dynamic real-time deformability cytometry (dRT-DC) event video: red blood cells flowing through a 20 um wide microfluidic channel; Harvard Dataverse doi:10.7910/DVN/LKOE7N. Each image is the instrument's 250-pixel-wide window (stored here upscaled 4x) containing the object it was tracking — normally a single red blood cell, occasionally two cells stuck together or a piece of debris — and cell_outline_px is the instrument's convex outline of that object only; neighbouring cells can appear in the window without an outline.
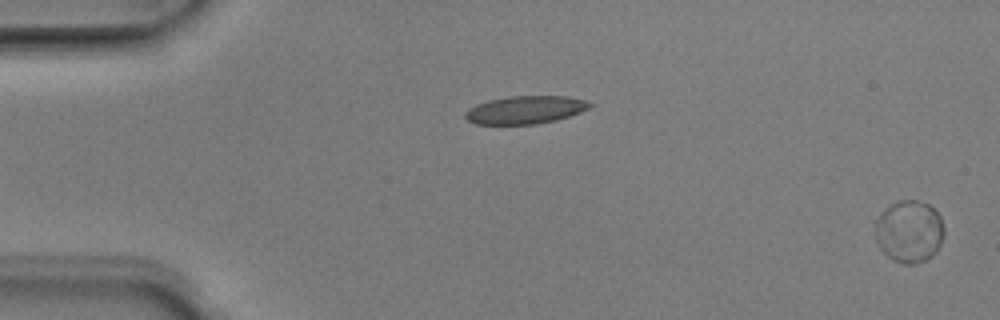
{"species": "Egyptian fruit bat (a non-hibernating species)", "species_latin": "Rousettus aegyptiacus", "temperature_condition": "room temperature", "stored_images_in_passage": 52, "camera_frame_rate_fps": 3000, "um_per_image_px": 0.085, "animal": {"sex": "male"}, "frame": {"image": 1, "passage_image": 1, "time_ms": 0.0, "image_size_px": [1000, 320], "cell_outline_px": [[944, 232], [940, 244], [936, 252], [932, 256], [916, 264], [904, 264], [892, 260], [876, 244], [876, 220], [892, 204], [900, 200], [916, 200], [928, 204], [940, 216], [944, 228]], "centroid_in_image_um": [77.3, 19.7], "position_along_channel_um": 7.7, "area_um2": 24.74}}
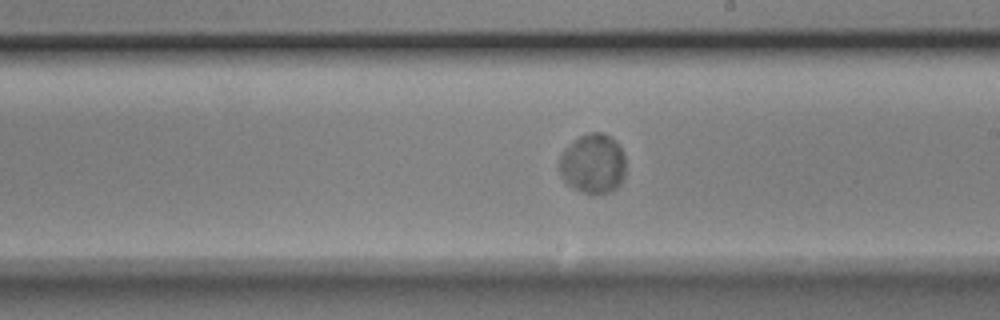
{"frame": {"image": 2, "passage_image": 30, "time_ms": 9.667, "image_size_px": [1000, 320], "cell_outline_px": [[624, 176], [620, 184], [616, 188], [608, 192], [584, 192], [568, 184], [564, 180], [560, 172], [560, 156], [580, 136], [588, 132], [604, 132], [620, 148], [624, 156]], "centroid_in_image_um": [50.41, 13.91], "position_along_channel_um": 238.6, "area_um2": 22.25}}
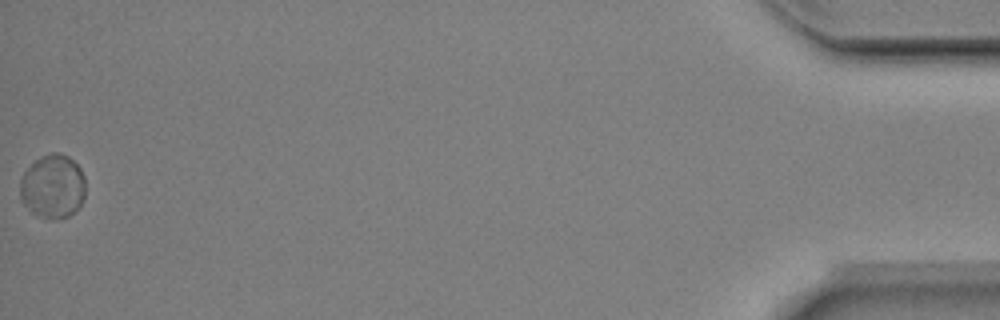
{"frame": {"image": 3, "passage_image": 52, "time_ms": 17.0, "image_size_px": [1000, 320], "cell_outline_px": [[84, 196], [80, 204], [68, 216], [44, 216], [32, 212], [20, 200], [20, 180], [24, 172], [40, 156], [52, 152], [56, 152], [68, 156], [80, 168], [84, 176]], "centroid_in_image_um": [4.47, 15.79], "position_along_channel_um": 430.7, "area_um2": 23.7}, "authors_computed_cell_mechanics": {"area_um2": 23.6402, "velocity_mm_per_s": 3.8972, "shape_relaxation_time_tau1_ms": 1.566, "shape_relaxation_time_tau2_ms": null, "deformation_change_tau1": 0.0096, "deformation_change_tau2": null}}